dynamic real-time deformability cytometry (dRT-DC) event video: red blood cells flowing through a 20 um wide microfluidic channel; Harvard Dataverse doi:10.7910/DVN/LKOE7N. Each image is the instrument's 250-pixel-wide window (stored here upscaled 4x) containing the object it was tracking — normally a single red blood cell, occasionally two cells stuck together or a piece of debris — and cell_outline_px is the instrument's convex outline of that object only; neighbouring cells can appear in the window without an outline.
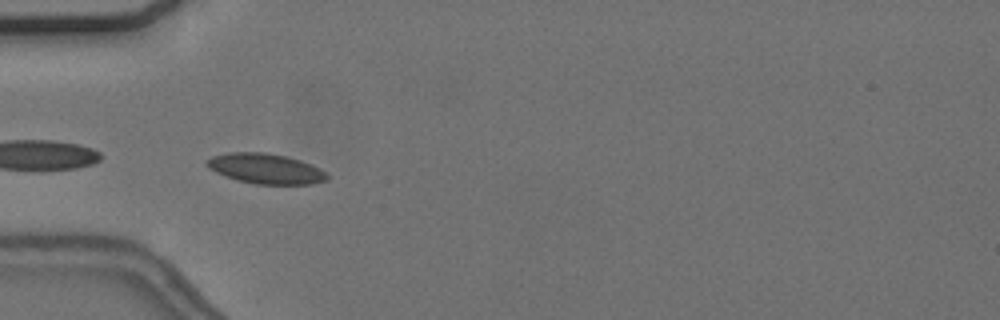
{"species": "common noctule bat (a hibernating species)", "species_latin": "Nyctalus noctula", "temperature_condition": "cold", "stored_images_in_passage": 31, "camera_frame_rate_fps": 3000, "um_per_image_px": 0.085, "animal": {"sex": "female", "body_mass_g": 24.6, "forearm_length_mm": 56.2}, "frame": {"image": 1, "passage_image": 1, "time_ms": 0.0, "image_size_px": [1000, 320], "cell_outline_px": [[328, 180], [312, 184], [256, 184], [224, 176], [208, 168], [204, 164], [204, 160], [212, 156], [228, 152], [264, 152], [284, 156], [300, 160], [320, 168], [328, 176]], "centroid_in_image_um": [22.54, 14.33], "position_along_channel_um": 62.5, "area_um2": 21.15}, "authors_computed_cell_mechanics": {"area_um2": 19.7098, "velocity_mm_per_s": 3.6529, "shape_relaxation_time_tau1_ms": 6.2157, "shape_relaxation_time_tau2_ms": 2.1271, "deformation_change_tau1": 0.0729, "deformation_change_tau2": 0.0555}}